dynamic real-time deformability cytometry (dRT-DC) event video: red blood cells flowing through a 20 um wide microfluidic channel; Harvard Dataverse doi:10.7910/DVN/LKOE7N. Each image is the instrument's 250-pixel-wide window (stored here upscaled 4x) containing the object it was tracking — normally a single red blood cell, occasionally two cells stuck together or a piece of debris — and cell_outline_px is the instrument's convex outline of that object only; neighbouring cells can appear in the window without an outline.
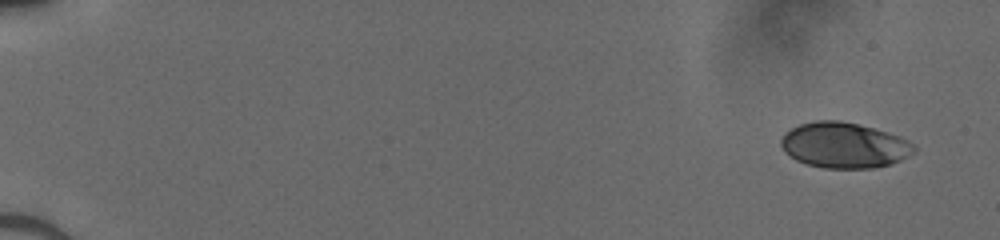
{"species": "human", "species_latin": "Homo sapiens", "temperature_condition": "cold", "stored_images_in_passage": 49, "camera_frame_rate_fps": 3000, "um_per_image_px": 0.085, "donor": {"sex": "male"}, "frame": {"image": 1, "passage_image": 1, "time_ms": 0.0, "image_size_px": [1000, 240], "cell_outline_px": [[916, 152], [892, 164], [872, 168], [824, 168], [808, 164], [796, 160], [784, 152], [780, 144], [780, 140], [784, 132], [800, 124], [816, 120], [840, 120], [888, 132], [900, 136], [908, 140], [916, 148]], "centroid_in_image_um": [71.74, 12.35], "position_along_channel_um": 13.3, "area_um2": 35.43}}
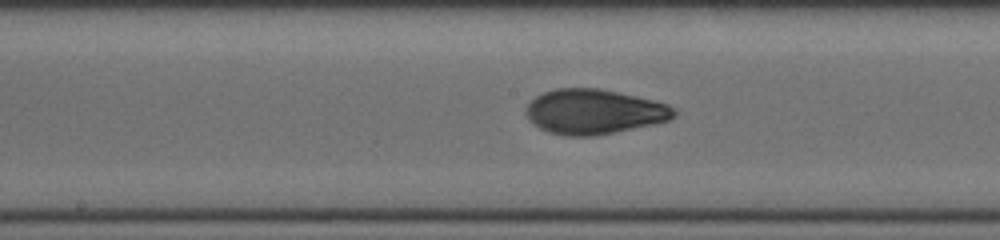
{"frame": {"image": 2, "passage_image": 27, "time_ms": 8.667, "image_size_px": [1000, 240], "cell_outline_px": [[676, 116], [668, 120], [652, 124], [596, 136], [568, 136], [548, 132], [540, 128], [528, 120], [524, 112], [524, 108], [536, 96], [544, 92], [556, 88], [600, 88], [636, 96], [668, 104], [676, 112]], "centroid_in_image_um": [50.45, 9.49], "position_along_channel_um": 197.8, "area_um2": 38.67}}
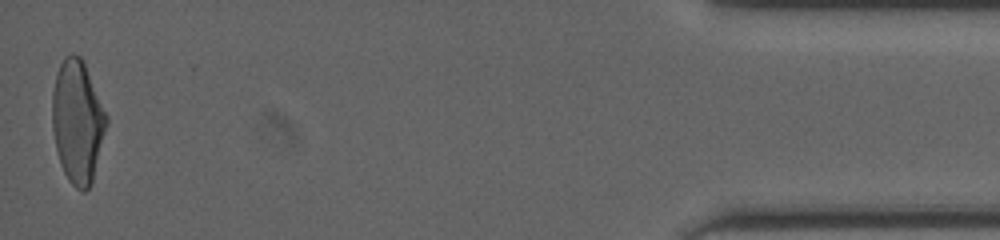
{"frame": {"image": 3, "passage_image": 49, "time_ms": 16.0, "image_size_px": [1000, 240], "cell_outline_px": [[108, 120], [92, 184], [84, 192], [80, 192], [68, 180], [60, 164], [56, 148], [52, 128], [52, 92], [56, 72], [64, 56], [80, 56], [84, 64], [108, 116]], "centroid_in_image_um": [6.58, 10.38], "position_along_channel_um": 428.6, "area_um2": 38.67}}